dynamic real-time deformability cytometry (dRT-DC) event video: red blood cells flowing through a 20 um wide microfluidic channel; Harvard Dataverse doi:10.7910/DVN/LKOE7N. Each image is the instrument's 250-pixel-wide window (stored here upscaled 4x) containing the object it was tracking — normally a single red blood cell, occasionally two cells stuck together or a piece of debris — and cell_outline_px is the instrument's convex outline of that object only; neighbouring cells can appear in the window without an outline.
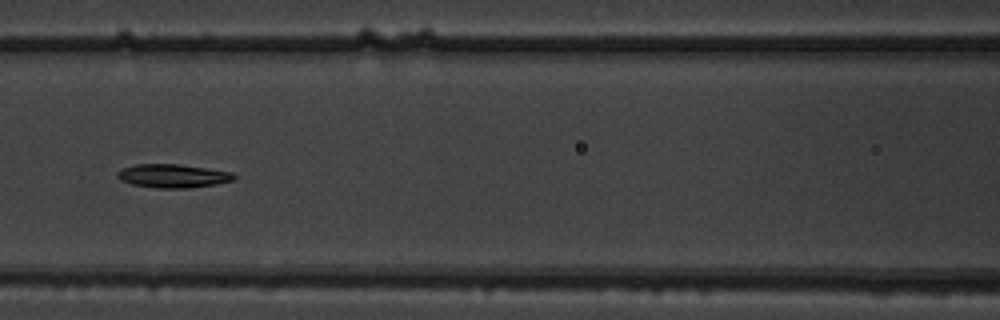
{"species": "common noctule bat (a hibernating species)", "species_latin": "Nyctalus noctula", "temperature_condition": "warm", "stored_images_in_passage": 37, "camera_frame_rate_fps": 3000, "um_per_image_px": 0.085, "animal": {"sex": "male", "body_mass_g": 19.5, "forearm_length_mm": 54.6}, "frame": {"image": 1, "passage_image": 8, "time_ms": 2.333, "image_size_px": [1000, 320], "cell_outline_px": [[236, 180], [216, 184], [188, 188], [156, 188], [132, 184], [120, 180], [116, 176], [116, 172], [124, 168], [136, 164], [176, 164], [232, 172], [236, 176]], "centroid_in_image_um": [14.69, 14.96], "position_along_channel_um": 151.9, "area_um2": 15.95}}
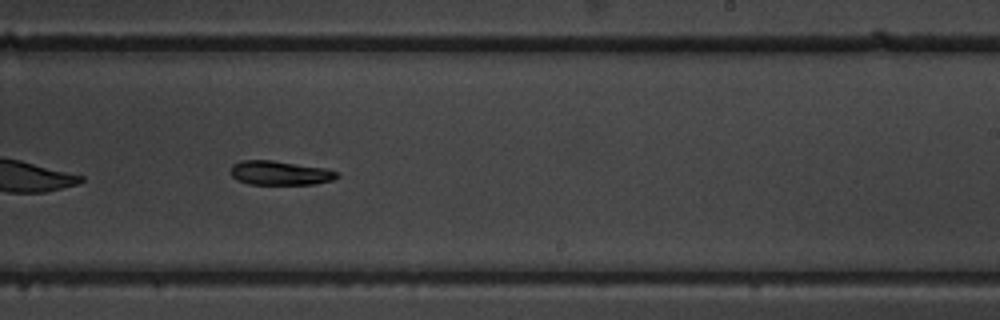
{"frame": {"image": 2, "passage_image": 17, "time_ms": 5.333, "image_size_px": [1000, 320], "cell_outline_px": [[340, 176], [332, 180], [312, 184], [248, 184], [236, 180], [232, 176], [232, 164], [240, 160], [272, 160], [324, 168], [336, 172]], "centroid_in_image_um": [23.76, 14.7], "position_along_channel_um": 265.2, "area_um2": 14.85}}
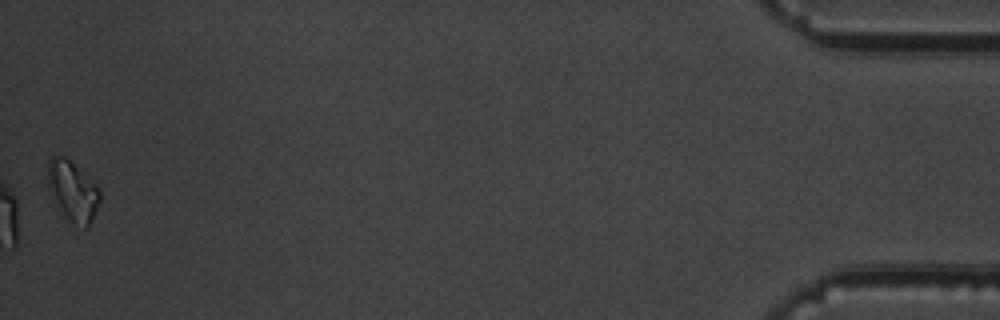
{"frame": {"image": 3, "passage_image": 37, "time_ms": 12.0, "image_size_px": [1000, 320], "cell_outline_px": [[100, 200], [88, 224], [84, 228], [72, 220], [64, 212], [48, 188], [48, 160], [52, 156], [64, 156], [96, 184], [100, 188]], "centroid_in_image_um": [6.19, 16.16], "position_along_channel_um": 429.0, "area_um2": 17.17}, "authors_computed_cell_mechanics": {"area_um2": 15.3748, "velocity_mm_per_s": 3.7844, "shape_relaxation_time_tau1_ms": 2.0633, "shape_relaxation_time_tau2_ms": 8.6926, "deformation_change_tau1": 0.0955, "deformation_change_tau2": 0.1214}}